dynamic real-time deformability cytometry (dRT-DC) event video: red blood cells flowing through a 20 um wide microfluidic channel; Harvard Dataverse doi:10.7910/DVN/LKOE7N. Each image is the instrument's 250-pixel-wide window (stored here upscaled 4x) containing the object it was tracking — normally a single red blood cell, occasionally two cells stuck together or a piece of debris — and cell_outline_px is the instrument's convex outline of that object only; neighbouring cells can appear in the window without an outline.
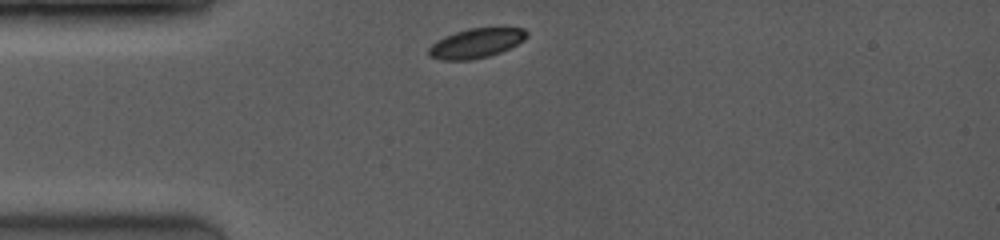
{"species": "common noctule bat (a hibernating species)", "species_latin": "Nyctalus noctula", "temperature_condition": "room temperature", "stored_images_in_passage": 14, "camera_frame_rate_fps": 3500, "um_per_image_px": 0.085, "animal": {"sex": "female", "body_mass_g": 19.0, "forearm_length_mm": 53.3}, "frame": {"image": 1, "passage_image": 1, "time_ms": 0.0, "image_size_px": [1000, 240], "cell_outline_px": [[528, 36], [524, 40], [500, 52], [488, 56], [468, 60], [440, 60], [428, 56], [428, 48], [436, 40], [444, 36], [468, 28], [524, 28], [528, 32]], "centroid_in_image_um": [40.43, 3.67], "position_along_channel_um": 44.6, "area_um2": 16.82}}
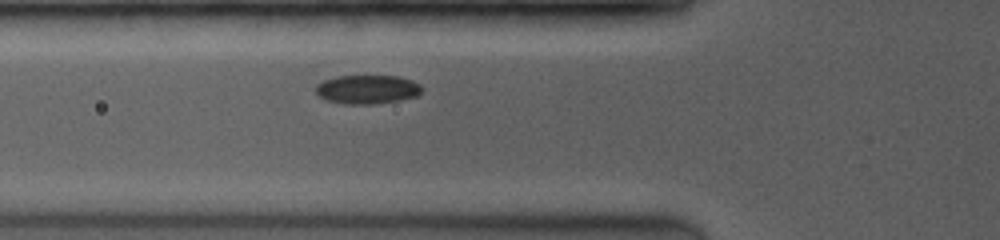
{"frame": {"image": 2, "passage_image": 6, "time_ms": 1.714, "image_size_px": [1000, 240], "cell_outline_px": [[424, 88], [416, 96], [400, 100], [372, 104], [344, 104], [328, 100], [320, 96], [316, 92], [316, 84], [324, 80], [336, 76], [396, 76], [412, 80], [420, 84]], "centroid_in_image_um": [31.23, 7.59], "position_along_channel_um": 94.6, "area_um2": 17.8}}
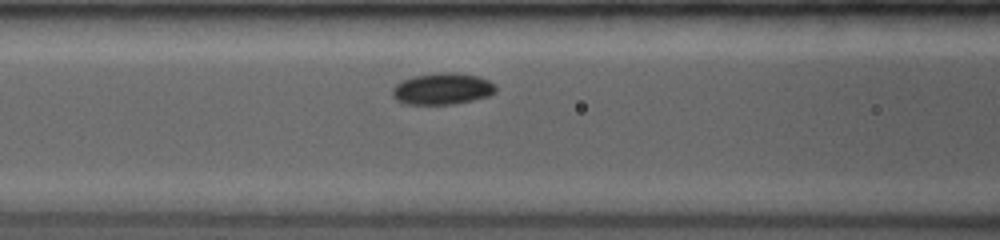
{"frame": {"image": 3, "passage_image": 11, "time_ms": 2.571, "image_size_px": [1000, 240], "cell_outline_px": [[496, 92], [488, 96], [472, 100], [452, 104], [408, 104], [396, 100], [392, 96], [392, 88], [396, 84], [412, 76], [440, 72], [456, 72], [480, 76], [488, 80], [496, 88]], "centroid_in_image_um": [37.59, 7.54], "position_along_channel_um": 129.0, "area_um2": 19.02}}